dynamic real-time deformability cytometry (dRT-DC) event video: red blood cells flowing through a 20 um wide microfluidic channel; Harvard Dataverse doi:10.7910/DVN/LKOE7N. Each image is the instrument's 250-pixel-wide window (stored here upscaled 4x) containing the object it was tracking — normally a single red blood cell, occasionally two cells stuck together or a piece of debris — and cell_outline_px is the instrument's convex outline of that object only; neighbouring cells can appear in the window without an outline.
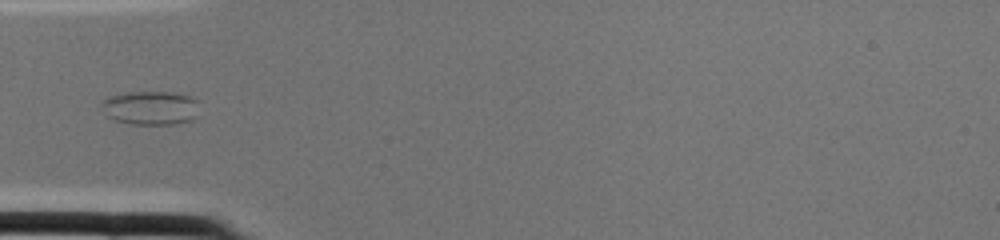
{"species": "common noctule bat (a hibernating species)", "species_latin": "Nyctalus noctula", "temperature_condition": "cold", "stored_images_in_passage": 2, "camera_frame_rate_fps": 3000, "um_per_image_px": 0.085, "animal": {"sex": "female", "body_mass_g": 22.0, "forearm_length_mm": 56.7}, "frame": {"image": 1, "passage_image": 2, "time_ms": 0.333, "image_size_px": [1000, 240], "cell_outline_px": [[200, 100], [196, 116], [192, 120], [176, 124], [128, 124], [112, 120], [108, 116], [100, 104], [100, 100], [108, 96], [128, 92], [172, 92], [188, 96]], "centroid_in_image_um": [12.79, 9.17], "position_along_channel_um": 72.2, "area_um2": 19.65}}